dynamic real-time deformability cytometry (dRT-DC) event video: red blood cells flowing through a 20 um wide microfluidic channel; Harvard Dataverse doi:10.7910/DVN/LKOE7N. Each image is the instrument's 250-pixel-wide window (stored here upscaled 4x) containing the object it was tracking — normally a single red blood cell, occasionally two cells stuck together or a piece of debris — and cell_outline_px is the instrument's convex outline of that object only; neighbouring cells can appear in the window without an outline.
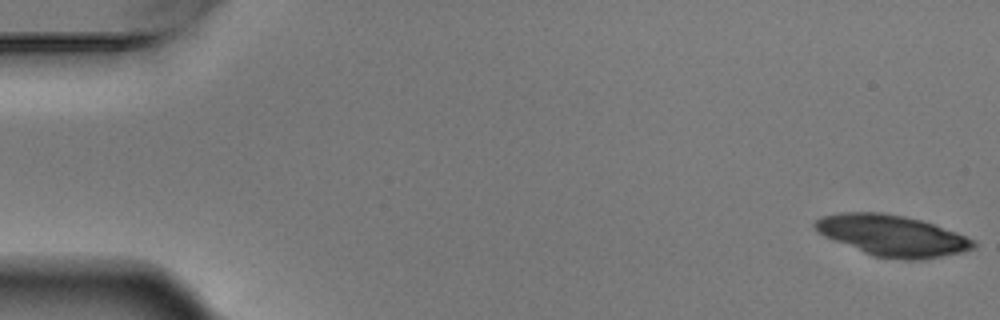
{"species": "Egyptian fruit bat (a non-hibernating species)", "species_latin": "Rousettus aegyptiacus", "temperature_condition": "warm", "stored_images_in_passage": 6, "camera_frame_rate_fps": 3000, "um_per_image_px": 0.085, "animal": {"sex": "male"}, "frame": {"image": 1, "passage_image": 1, "time_ms": 0.0, "image_size_px": [1000, 320], "cell_outline_px": [[976, 244], [972, 248], [960, 252], [920, 260], [904, 260], [876, 256], [832, 240], [824, 236], [812, 224], [820, 216], [840, 212], [884, 212], [904, 216], [920, 220], [956, 232], [976, 240]], "centroid_in_image_um": [75.81, 20.01], "position_along_channel_um": 9.2, "area_um2": 37.51}}